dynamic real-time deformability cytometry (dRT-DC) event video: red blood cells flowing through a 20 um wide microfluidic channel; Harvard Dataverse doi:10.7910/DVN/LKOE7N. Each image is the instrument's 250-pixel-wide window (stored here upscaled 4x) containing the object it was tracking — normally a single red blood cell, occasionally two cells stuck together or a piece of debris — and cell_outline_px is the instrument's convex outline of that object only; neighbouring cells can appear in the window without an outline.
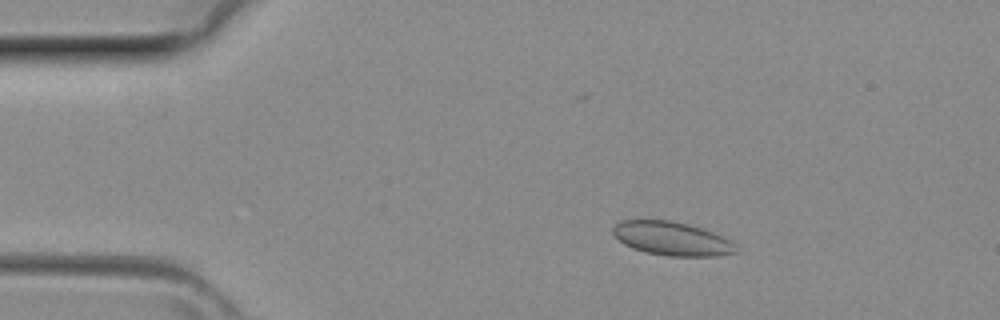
{"species": "common noctule bat (a hibernating species)", "species_latin": "Nyctalus noctula", "temperature_condition": "room temperature", "stored_images_in_passage": 3, "camera_frame_rate_fps": 3000, "um_per_image_px": 0.085, "animal": {"sex": "female", "body_mass_g": 29.2, "forearm_length_mm": 56.3}, "frame": {"image": 1, "passage_image": 2, "time_ms": 0.333, "image_size_px": [1000, 320], "cell_outline_px": [[736, 252], [716, 256], [668, 256], [644, 252], [632, 248], [624, 244], [612, 232], [612, 228], [616, 224], [624, 220], [668, 220], [688, 224], [704, 228], [732, 240], [736, 248]], "centroid_in_image_um": [57.12, 20.28], "position_along_channel_um": 27.9, "area_um2": 24.16}}